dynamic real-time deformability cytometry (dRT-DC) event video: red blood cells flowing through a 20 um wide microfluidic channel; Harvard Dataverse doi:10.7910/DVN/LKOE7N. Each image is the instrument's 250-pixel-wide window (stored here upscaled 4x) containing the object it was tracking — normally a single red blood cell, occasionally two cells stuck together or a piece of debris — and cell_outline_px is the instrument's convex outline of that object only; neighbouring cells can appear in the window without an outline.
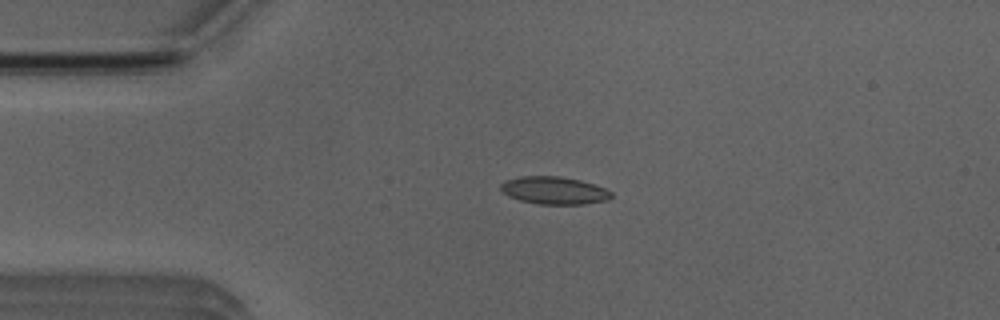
{"species": "Egyptian fruit bat (a non-hibernating species)", "species_latin": "Rousettus aegyptiacus", "temperature_condition": "room temperature", "stored_images_in_passage": 6, "camera_frame_rate_fps": 3000, "um_per_image_px": 0.085, "animal": {"sex": "male"}, "frame": {"image": 1, "passage_image": 3, "time_ms": 3.0, "image_size_px": [1000, 320], "cell_outline_px": [[612, 196], [608, 200], [584, 204], [536, 204], [520, 200], [508, 196], [500, 188], [500, 184], [504, 180], [520, 176], [560, 176], [580, 180], [604, 188], [612, 192]], "centroid_in_image_um": [47.07, 16.18], "position_along_channel_um": 37.9, "area_um2": 17.8}}